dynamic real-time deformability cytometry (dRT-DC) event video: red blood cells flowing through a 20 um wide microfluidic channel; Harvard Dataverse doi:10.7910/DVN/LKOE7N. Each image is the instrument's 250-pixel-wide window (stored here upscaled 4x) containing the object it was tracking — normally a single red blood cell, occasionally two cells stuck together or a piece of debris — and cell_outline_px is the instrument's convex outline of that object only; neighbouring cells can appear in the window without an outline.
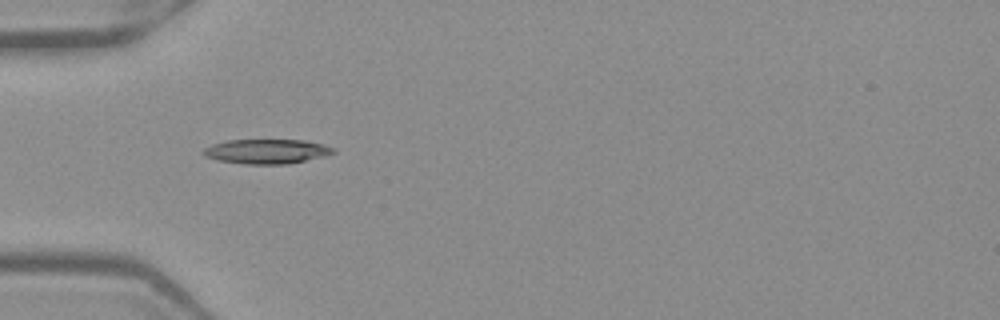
{"species": "Egyptian fruit bat (a non-hibernating species)", "species_latin": "Rousettus aegyptiacus", "temperature_condition": "warm", "stored_images_in_passage": 36, "camera_frame_rate_fps": 3000, "um_per_image_px": 0.085, "frame": {"image": 1, "passage_image": 1, "time_ms": 0.0, "image_size_px": [1000, 320], "cell_outline_px": [[336, 152], [324, 156], [288, 164], [244, 164], [216, 160], [204, 156], [200, 152], [204, 148], [212, 144], [228, 140], [304, 140], [324, 144], [336, 148]], "centroid_in_image_um": [22.65, 12.87], "position_along_channel_um": 62.3, "area_um2": 18.79}}
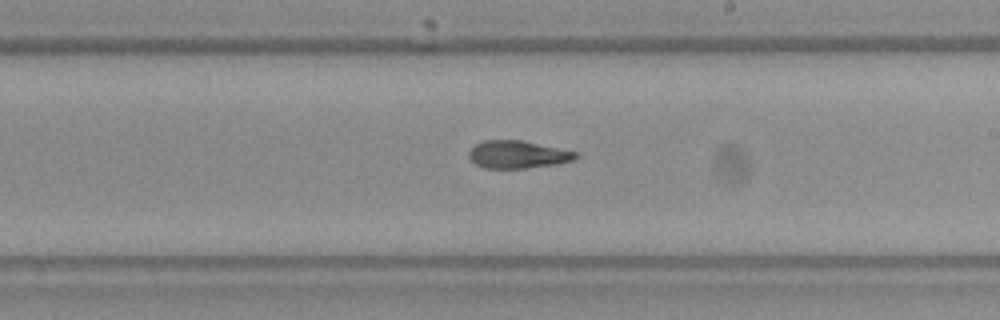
{"frame": {"image": 2, "passage_image": 15, "time_ms": 4.667, "image_size_px": [1000, 320], "cell_outline_px": [[580, 156], [576, 160], [556, 164], [524, 168], [484, 168], [476, 164], [468, 156], [468, 152], [476, 144], [484, 140], [520, 140], [580, 152]], "centroid_in_image_um": [44.06, 13.13], "position_along_channel_um": 244.9, "area_um2": 17.28}}
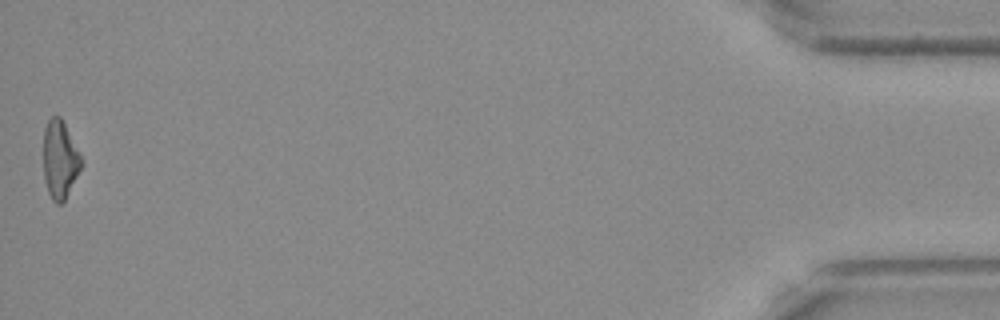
{"frame": {"image": 3, "passage_image": 36, "time_ms": 11.667, "image_size_px": [1000, 320], "cell_outline_px": [[84, 160], [64, 200], [60, 204], [56, 204], [52, 200], [48, 192], [44, 180], [44, 128], [48, 120], [52, 116], [60, 116]], "centroid_in_image_um": [5.08, 13.55], "position_along_channel_um": 430.1, "area_um2": 16.99}, "authors_computed_cell_mechanics": {"area_um2": 17.6579, "velocity_mm_per_s": 3.9566, "shape_relaxation_time_tau1_ms": 9.664, "shape_relaxation_time_tau2_ms": 4.451, "deformation_change_tau1": 0.2621, "deformation_change_tau2": 0.1206}}